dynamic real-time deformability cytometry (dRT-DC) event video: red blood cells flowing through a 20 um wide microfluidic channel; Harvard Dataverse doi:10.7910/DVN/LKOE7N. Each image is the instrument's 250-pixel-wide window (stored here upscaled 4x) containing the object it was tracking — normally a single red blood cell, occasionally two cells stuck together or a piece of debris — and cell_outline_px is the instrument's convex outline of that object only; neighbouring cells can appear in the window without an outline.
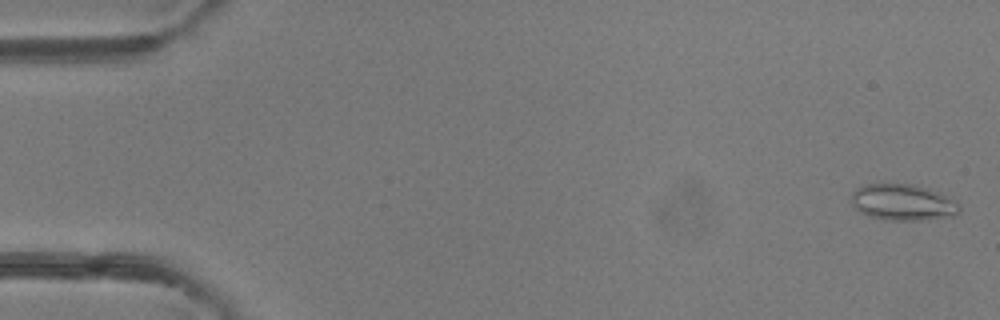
{"species": "common noctule bat (a hibernating species)", "species_latin": "Nyctalus noctula", "temperature_condition": "room temperature", "stored_images_in_passage": 4, "camera_frame_rate_fps": 3000, "um_per_image_px": 0.085, "animal": {"sex": "female"}, "frame": {"image": 1, "passage_image": 1, "time_ms": 0.0, "image_size_px": [1000, 320], "cell_outline_px": [[960, 212], [956, 216], [924, 220], [888, 220], [868, 216], [860, 212], [852, 204], [852, 192], [856, 188], [868, 184], [908, 184], [928, 188], [960, 204]], "centroid_in_image_um": [76.74, 17.22], "position_along_channel_um": 8.3, "area_um2": 22.72}}